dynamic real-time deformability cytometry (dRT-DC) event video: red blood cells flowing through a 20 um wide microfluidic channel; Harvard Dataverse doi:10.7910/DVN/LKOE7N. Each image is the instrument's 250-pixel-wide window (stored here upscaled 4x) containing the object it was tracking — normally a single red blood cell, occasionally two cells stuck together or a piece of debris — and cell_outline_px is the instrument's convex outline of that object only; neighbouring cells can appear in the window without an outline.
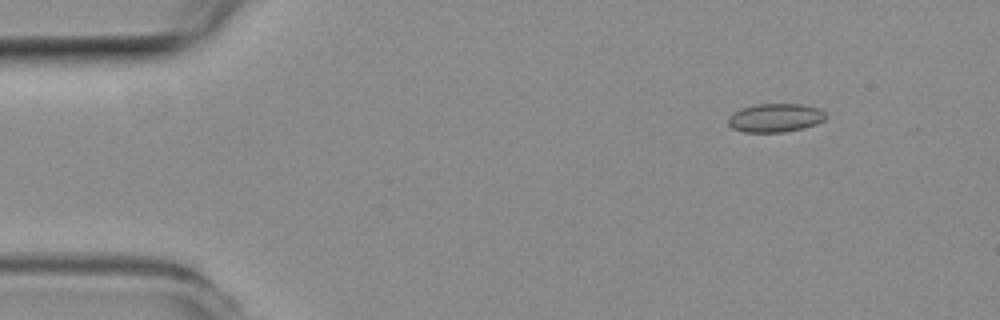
{"species": "common noctule bat (a hibernating species)", "species_latin": "Nyctalus noctula", "temperature_condition": "room temperature", "stored_images_in_passage": 49, "camera_frame_rate_fps": 3000, "um_per_image_px": 0.085, "animal": {"sex": "female", "body_mass_g": 19.3, "forearm_length_mm": 54.1}, "frame": {"image": 1, "passage_image": 1, "time_ms": 0.0, "image_size_px": [1000, 320], "cell_outline_px": [[828, 116], [824, 120], [816, 124], [804, 128], [784, 132], [744, 132], [732, 128], [728, 124], [728, 116], [740, 108], [756, 104], [800, 104], [820, 108]], "centroid_in_image_um": [65.9, 10.01], "position_along_channel_um": 19.1, "area_um2": 16.42}}
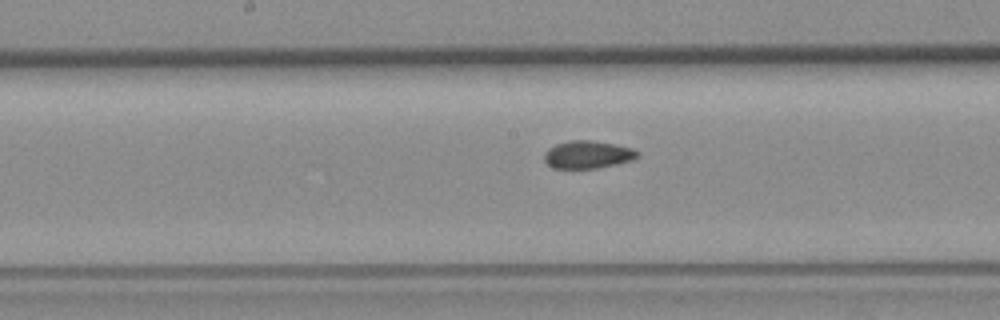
{"frame": {"image": 2, "passage_image": 22, "time_ms": 7.0, "image_size_px": [1000, 320], "cell_outline_px": [[640, 156], [632, 160], [616, 164], [596, 168], [552, 168], [544, 160], [544, 152], [548, 148], [556, 144], [572, 140], [588, 140], [612, 144], [632, 148], [640, 152]], "centroid_in_image_um": [49.95, 13.14], "position_along_channel_um": 198.3, "area_um2": 14.97}}
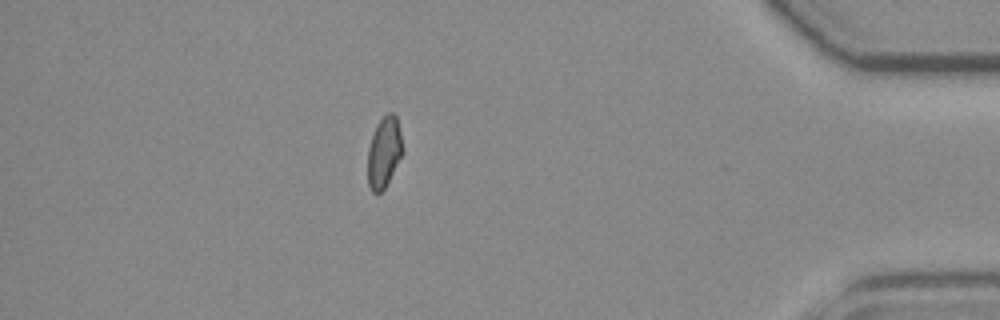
{"frame": {"image": 3, "passage_image": 42, "time_ms": 13.667, "image_size_px": [1000, 320], "cell_outline_px": [[404, 152], [384, 188], [380, 192], [372, 192], [368, 184], [368, 148], [376, 124], [388, 112], [392, 112], [396, 116], [404, 148]], "centroid_in_image_um": [32.65, 12.92], "position_along_channel_um": 402.5, "area_um2": 14.33}, "authors_computed_cell_mechanics": {"area_um2": 15.028, "velocity_mm_per_s": 3.7888, "shape_relaxation_time_tau1_ms": null, "shape_relaxation_time_tau2_ms": 2.3459, "deformation_change_tau1": null, "deformation_change_tau2": 0.0754}}